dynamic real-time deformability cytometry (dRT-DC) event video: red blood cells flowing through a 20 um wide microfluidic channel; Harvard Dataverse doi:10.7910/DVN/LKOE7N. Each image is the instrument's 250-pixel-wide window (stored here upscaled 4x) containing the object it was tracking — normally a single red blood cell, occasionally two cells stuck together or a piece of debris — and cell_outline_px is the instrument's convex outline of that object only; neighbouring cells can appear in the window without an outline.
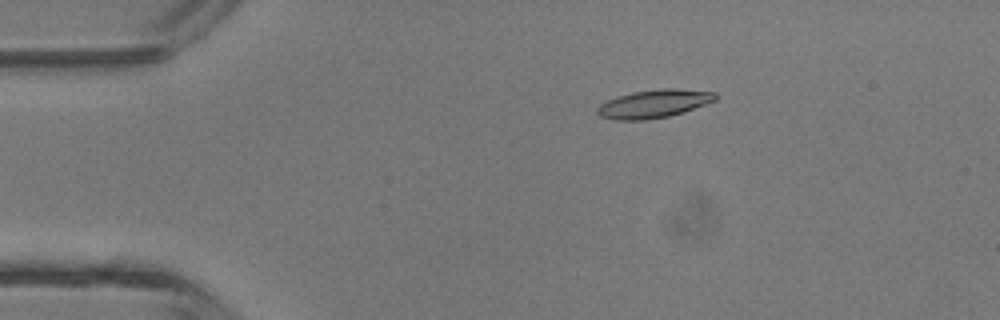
{"species": "common noctule bat (a hibernating species)", "species_latin": "Nyctalus noctula", "temperature_condition": "room temperature", "stored_images_in_passage": 4, "camera_frame_rate_fps": 3000, "um_per_image_px": 0.085, "animal": {"sex": "male", "body_mass_g": 13.3}, "frame": {"image": 1, "passage_image": 3, "time_ms": 2.333, "image_size_px": [1000, 320], "cell_outline_px": [[720, 96], [716, 100], [684, 112], [668, 116], [648, 120], [612, 120], [600, 116], [596, 112], [596, 108], [600, 104], [616, 96], [632, 92], [660, 88], [672, 88], [716, 92]], "centroid_in_image_um": [55.58, 8.82], "position_along_channel_um": 29.4, "area_um2": 19.65}}